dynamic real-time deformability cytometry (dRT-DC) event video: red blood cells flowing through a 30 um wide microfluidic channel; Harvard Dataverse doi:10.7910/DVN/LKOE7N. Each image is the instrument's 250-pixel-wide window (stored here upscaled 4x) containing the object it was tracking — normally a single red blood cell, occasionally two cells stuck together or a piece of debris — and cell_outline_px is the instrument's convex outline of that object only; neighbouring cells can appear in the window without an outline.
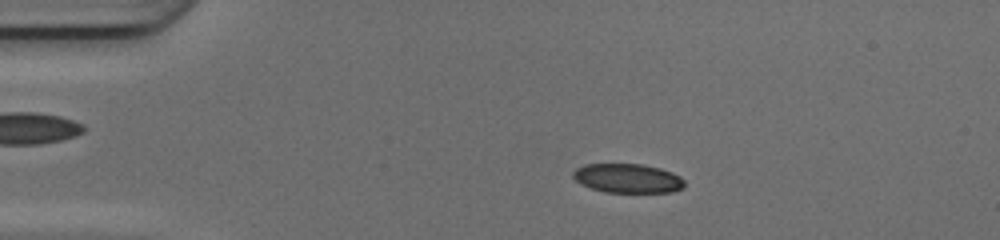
{"species": "common noctule bat (a hibernating species)", "species_latin": "Nyctalus noctula", "temperature_condition": "cold", "stored_images_in_passage": 50, "camera_frame_rate_fps": 3000, "um_per_image_px": 0.085, "animal": {"sex": "female", "body_mass_g": 17.0, "forearm_length_mm": 48.0}, "frame": {"image": 1, "passage_image": 10, "time_ms": 3.0, "image_size_px": [1000, 240], "cell_outline_px": [[684, 184], [680, 188], [672, 192], [604, 192], [580, 184], [572, 176], [572, 172], [576, 168], [584, 164], [644, 164], [660, 168], [672, 172], [680, 176], [684, 180]], "centroid_in_image_um": [53.33, 15.14], "position_along_channel_um": 31.7, "area_um2": 18.96}}
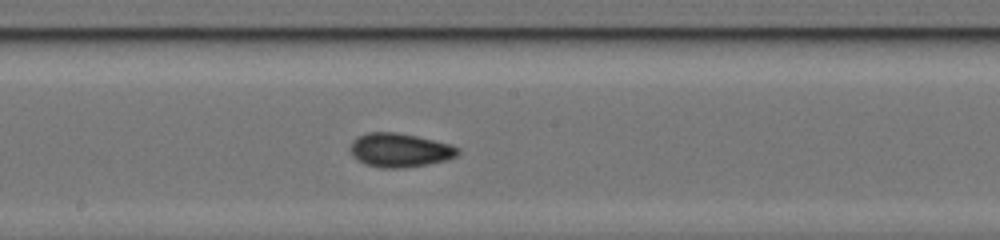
{"frame": {"image": 2, "passage_image": 27, "time_ms": 8.667, "image_size_px": [1000, 240], "cell_outline_px": [[460, 152], [456, 156], [444, 160], [428, 164], [404, 168], [380, 168], [364, 164], [352, 156], [348, 148], [352, 140], [368, 132], [396, 132], [416, 136], [448, 144], [460, 148]], "centroid_in_image_um": [33.93, 12.77], "position_along_channel_um": 214.3, "area_um2": 21.27}}
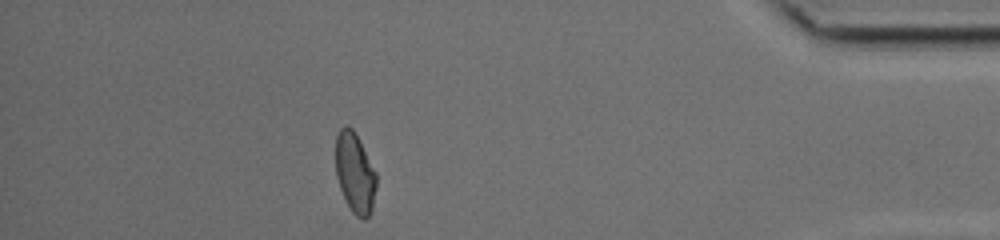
{"frame": {"image": 3, "passage_image": 44, "time_ms": 14.333, "image_size_px": [1000, 240], "cell_outline_px": [[376, 188], [372, 208], [368, 216], [364, 220], [356, 216], [352, 212], [340, 188], [336, 176], [336, 136], [340, 128], [344, 124], [348, 124], [352, 128], [360, 140], [376, 172]], "centroid_in_image_um": [30.17, 14.66], "position_along_channel_um": 405.0, "area_um2": 19.07}, "authors_computed_cell_mechanics": {"area_um2": 19.652, "velocity_mm_per_s": 4.1966, "shape_relaxation_time_tau1_ms": 5.6783, "shape_relaxation_time_tau2_ms": 1.9716, "deformation_change_tau1": 0.1482, "deformation_change_tau2": 0.0709}}